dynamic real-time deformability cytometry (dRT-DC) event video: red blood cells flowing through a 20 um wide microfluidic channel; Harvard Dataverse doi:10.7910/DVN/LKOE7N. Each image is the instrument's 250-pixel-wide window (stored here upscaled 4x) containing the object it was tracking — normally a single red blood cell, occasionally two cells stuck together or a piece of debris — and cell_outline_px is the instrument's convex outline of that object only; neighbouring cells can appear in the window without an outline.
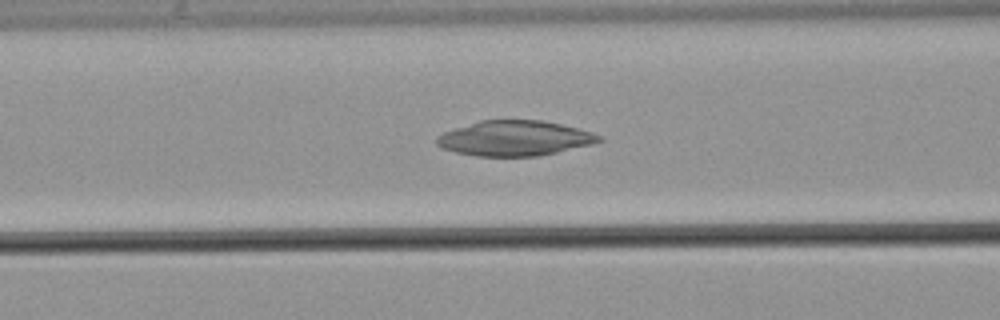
{"species": "common noctule bat (a hibernating species)", "species_latin": "Nyctalus noctula", "temperature_condition": "warm", "stored_images_in_passage": 49, "camera_frame_rate_fps": 3000, "um_per_image_px": 0.085, "animal": {"sex": "male", "body_mass_g": 21.5, "forearm_length_mm": 52.0}, "frame": {"image": 1, "passage_image": 23, "time_ms": 7.333, "image_size_px": [1000, 320], "cell_outline_px": [[604, 140], [592, 144], [540, 156], [476, 156], [456, 152], [440, 148], [436, 144], [436, 136], [444, 132], [480, 120], [540, 120], [560, 124], [592, 132], [600, 136]], "centroid_in_image_um": [43.72, 11.76], "position_along_channel_um": 122.9, "area_um2": 33.12}}
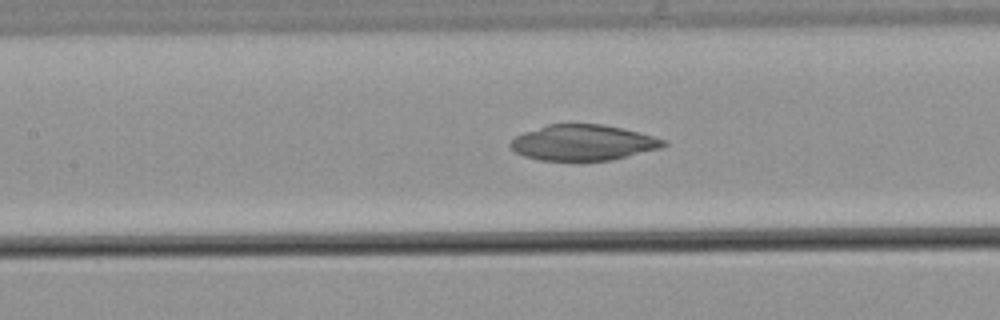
{"frame": {"image": 2, "passage_image": 26, "time_ms": 8.333, "image_size_px": [1000, 320], "cell_outline_px": [[668, 144], [660, 148], [612, 160], [540, 160], [524, 156], [516, 152], [508, 144], [516, 136], [524, 132], [548, 124], [600, 124], [620, 128], [652, 136], [664, 140]], "centroid_in_image_um": [49.53, 12.12], "position_along_channel_um": 157.9, "area_um2": 31.39}}
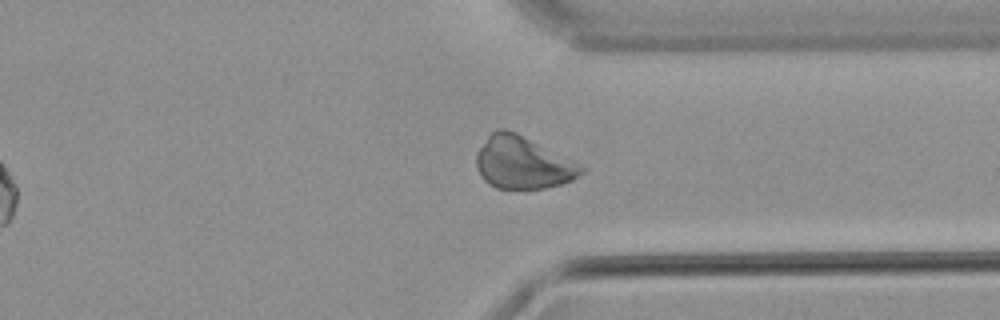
{"frame": {"image": 3, "passage_image": 44, "time_ms": 14.333, "image_size_px": [1000, 320], "cell_outline_px": [[588, 168], [584, 172], [572, 180], [560, 184], [544, 188], [496, 188], [488, 184], [480, 176], [476, 164], [476, 152], [488, 136], [496, 128], [504, 128], [516, 132]], "centroid_in_image_um": [44.42, 13.82], "position_along_channel_um": 367.0, "area_um2": 31.91}}